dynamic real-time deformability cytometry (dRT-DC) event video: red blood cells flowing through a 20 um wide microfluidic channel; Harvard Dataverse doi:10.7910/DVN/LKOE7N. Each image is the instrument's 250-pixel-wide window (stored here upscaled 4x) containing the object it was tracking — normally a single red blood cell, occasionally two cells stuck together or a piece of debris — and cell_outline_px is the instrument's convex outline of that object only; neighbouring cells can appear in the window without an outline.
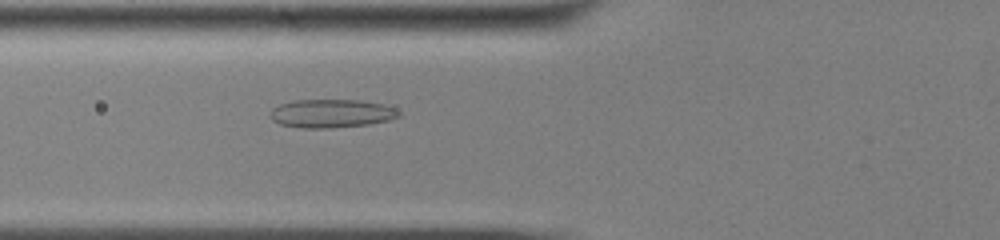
{"species": "common noctule bat (a hibernating species)", "species_latin": "Nyctalus noctula", "temperature_condition": "cold", "stored_images_in_passage": 40, "camera_frame_rate_fps": 3000, "um_per_image_px": 0.085, "animal": {"sex": "male", "body_mass_g": 13.0, "forearm_length_mm": 53.1}, "frame": {"image": 1, "passage_image": 5, "time_ms": 1.333, "image_size_px": [1000, 240], "cell_outline_px": [[400, 116], [388, 120], [368, 124], [328, 128], [304, 128], [280, 124], [272, 120], [272, 108], [280, 104], [292, 100], [360, 100], [384, 104], [400, 112]], "centroid_in_image_um": [28.16, 9.64], "position_along_channel_um": 97.6, "area_um2": 21.1}}
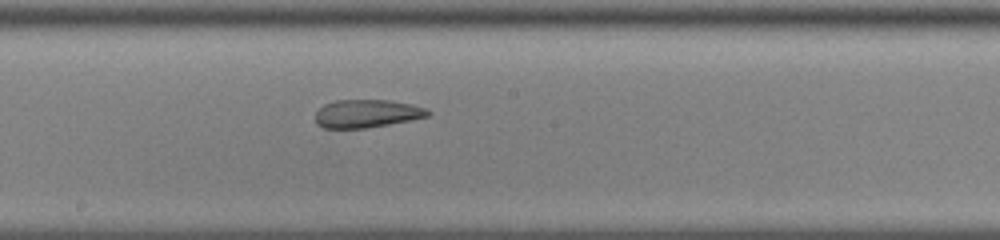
{"frame": {"image": 2, "passage_image": 15, "time_ms": 4.667, "image_size_px": [1000, 240], "cell_outline_px": [[432, 112], [428, 116], [388, 124], [364, 128], [324, 128], [316, 124], [316, 112], [324, 104], [336, 100], [388, 100], [412, 104], [428, 108]], "centroid_in_image_um": [31.18, 9.64], "position_along_channel_um": 217.0, "area_um2": 18.32}}
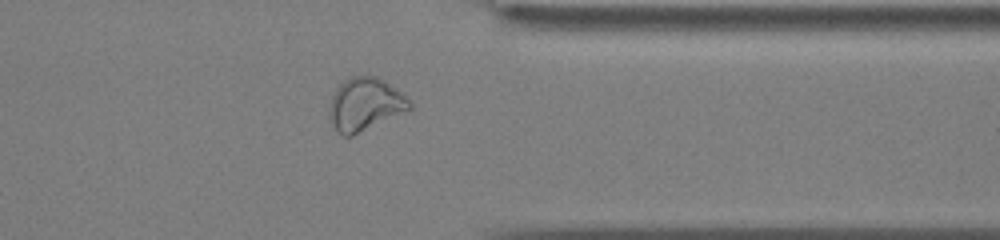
{"frame": {"image": 3, "passage_image": 29, "time_ms": 9.333, "image_size_px": [1000, 240], "cell_outline_px": [[412, 108], [352, 136], [344, 136], [328, 120], [328, 108], [332, 96], [336, 88], [348, 76], [376, 76], [384, 80], [396, 88], [412, 104]], "centroid_in_image_um": [30.99, 8.85], "position_along_channel_um": 380.4, "area_um2": 24.57}, "authors_computed_cell_mechanics": {"area_um2": 21.0681, "velocity_mm_per_s": 3.5762, "shape_relaxation_time_tau1_ms": null, "shape_relaxation_time_tau2_ms": 2.2858, "deformation_change_tau1": null, "deformation_change_tau2": 0.0846}}